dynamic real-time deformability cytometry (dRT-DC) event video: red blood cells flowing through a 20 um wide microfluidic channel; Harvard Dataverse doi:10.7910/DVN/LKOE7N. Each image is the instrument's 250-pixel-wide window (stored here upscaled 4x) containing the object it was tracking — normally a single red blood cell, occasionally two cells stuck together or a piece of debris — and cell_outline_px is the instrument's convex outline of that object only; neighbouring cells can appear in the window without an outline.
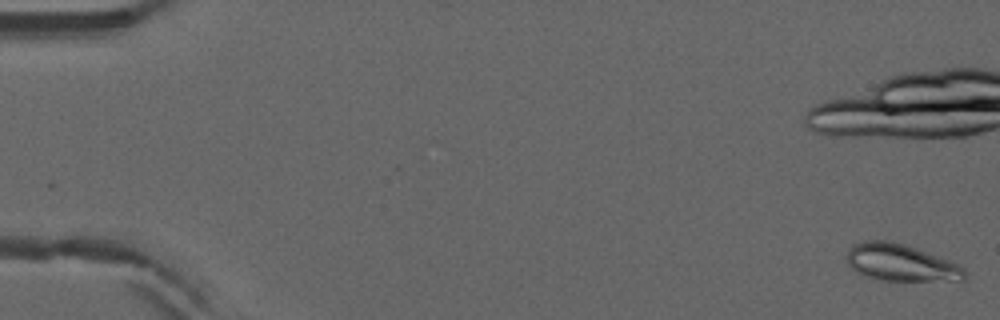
{"species": "common noctule bat (a hibernating species)", "species_latin": "Nyctalus noctula", "temperature_condition": "warm", "stored_images_in_passage": 17, "camera_frame_rate_fps": 3000, "um_per_image_px": 0.085, "animal": {"sex": "male", "forearm_length_mm": 52.5}, "frame": {"image": 1, "passage_image": 1, "time_ms": 0.0, "image_size_px": [1000, 320], "cell_outline_px": [[968, 276], [964, 280], [880, 280], [864, 276], [856, 272], [848, 264], [844, 256], [848, 248], [852, 244], [864, 240], [888, 240], [904, 244], [916, 248], [948, 260], [964, 268]], "centroid_in_image_um": [76.49, 22.31], "position_along_channel_um": 8.5, "area_um2": 25.55}}